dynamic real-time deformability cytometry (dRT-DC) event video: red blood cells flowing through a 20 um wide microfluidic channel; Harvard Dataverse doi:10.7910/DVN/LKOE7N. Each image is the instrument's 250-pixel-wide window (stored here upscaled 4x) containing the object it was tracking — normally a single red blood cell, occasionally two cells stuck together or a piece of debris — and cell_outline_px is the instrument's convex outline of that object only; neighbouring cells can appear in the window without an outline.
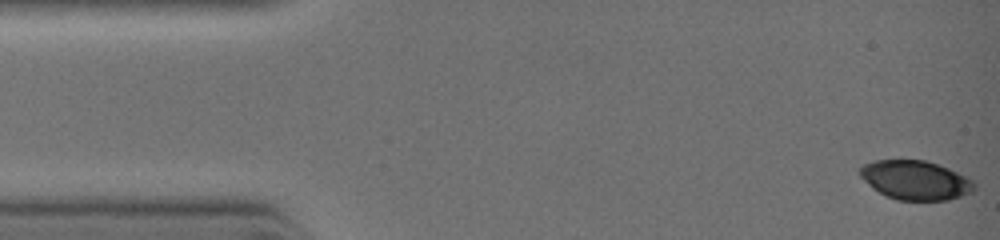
{"species": "common noctule bat (a hibernating species)", "species_latin": "Nyctalus noctula", "temperature_condition": "warm", "stored_images_in_passage": 7, "camera_frame_rate_fps": 3000, "um_per_image_px": 0.085, "animal": {"sex": "female", "body_mass_g": 19.0, "forearm_length_mm": 51.5}, "frame": {"image": 1, "passage_image": 1, "time_ms": 0.0, "image_size_px": [1000, 240], "cell_outline_px": [[976, 188], [972, 192], [948, 200], [896, 200], [872, 188], [860, 176], [860, 168], [864, 164], [876, 160], [924, 160], [948, 168], [964, 176]], "centroid_in_image_um": [77.77, 15.31], "position_along_channel_um": 7.2, "area_um2": 25.61}}
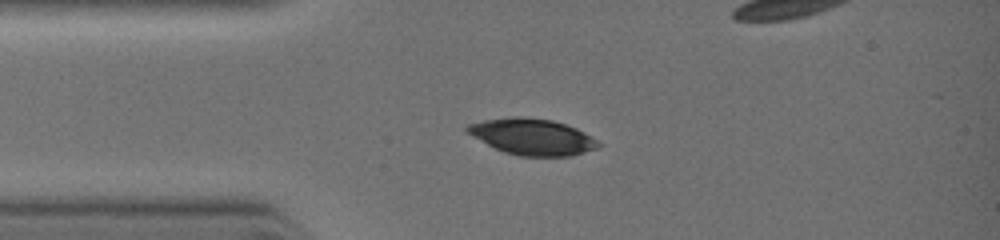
{"frame": {"image": 2, "passage_image": 4, "time_ms": 2.333, "image_size_px": [1000, 240], "cell_outline_px": [[600, 144], [596, 148], [568, 156], [520, 156], [504, 152], [488, 144], [468, 132], [464, 128], [468, 124], [484, 120], [516, 116], [520, 116], [552, 120], [576, 128], [584, 132], [596, 140]], "centroid_in_image_um": [45.23, 11.62], "position_along_channel_um": 39.8, "area_um2": 27.11}}